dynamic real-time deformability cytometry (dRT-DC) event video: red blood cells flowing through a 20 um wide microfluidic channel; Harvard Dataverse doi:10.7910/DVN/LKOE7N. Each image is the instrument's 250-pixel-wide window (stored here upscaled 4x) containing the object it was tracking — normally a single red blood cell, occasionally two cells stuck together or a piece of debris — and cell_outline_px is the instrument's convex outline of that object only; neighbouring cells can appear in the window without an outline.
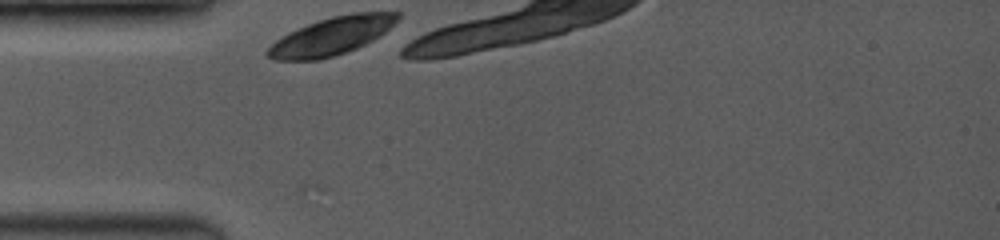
{"species": "common noctule bat (a hibernating species)", "species_latin": "Nyctalus noctula", "temperature_condition": "room temperature", "stored_images_in_passage": 1, "camera_frame_rate_fps": 3500, "um_per_image_px": 0.085, "animal": {"sex": "female", "body_mass_g": 19.0, "forearm_length_mm": 53.3}, "frame": {"image": 1, "passage_image": 1, "time_ms": 0.0, "image_size_px": [1000, 240], "cell_outline_px": [[400, 16], [380, 36], [356, 48], [332, 56], [316, 60], [272, 60], [264, 52], [276, 40], [288, 32], [308, 24], [332, 16], [356, 12], [400, 12]], "centroid_in_image_um": [28.15, 3.06], "position_along_channel_um": 56.9, "area_um2": 28.21}}